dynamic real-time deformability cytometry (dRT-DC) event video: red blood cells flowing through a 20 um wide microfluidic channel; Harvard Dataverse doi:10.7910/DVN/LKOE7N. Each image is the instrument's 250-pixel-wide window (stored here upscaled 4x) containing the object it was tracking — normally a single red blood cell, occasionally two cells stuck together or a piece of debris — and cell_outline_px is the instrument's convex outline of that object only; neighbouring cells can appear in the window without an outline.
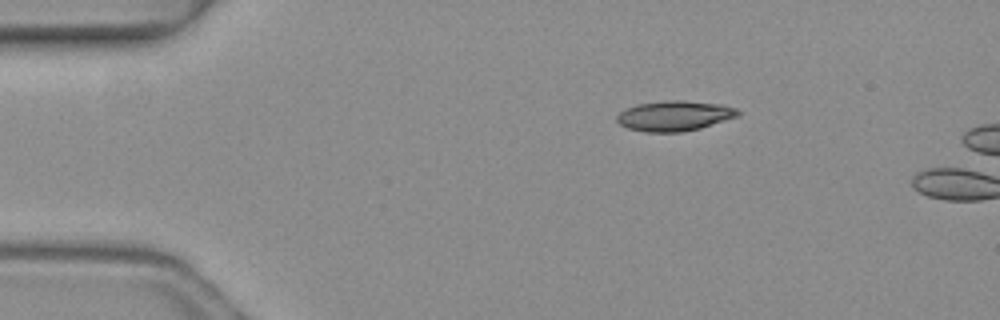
{"species": "common noctule bat (a hibernating species)", "species_latin": "Nyctalus noctula", "temperature_condition": "warm", "stored_images_in_passage": 3, "camera_frame_rate_fps": 3000, "um_per_image_px": 0.085, "animal": {"sex": "female", "body_mass_g": 19.3, "forearm_length_mm": 54.1}, "frame": {"image": 1, "passage_image": 1, "time_ms": 0.0, "image_size_px": [1000, 320], "cell_outline_px": [[740, 116], [700, 128], [680, 132], [644, 132], [628, 128], [620, 124], [616, 120], [616, 116], [620, 112], [636, 104], [668, 100], [680, 100], [724, 104], [736, 108], [740, 112]], "centroid_in_image_um": [57.35, 9.84], "position_along_channel_um": 27.6, "area_um2": 21.39}}